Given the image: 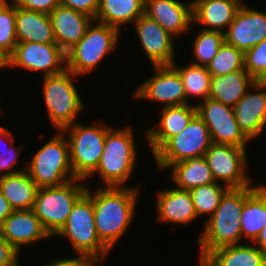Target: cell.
Masks as SVG:
<instances>
[{
	"label": "cell",
	"instance_id": "obj_46",
	"mask_svg": "<svg viewBox=\"0 0 266 266\" xmlns=\"http://www.w3.org/2000/svg\"><path fill=\"white\" fill-rule=\"evenodd\" d=\"M259 81L266 84V74Z\"/></svg>",
	"mask_w": 266,
	"mask_h": 266
},
{
	"label": "cell",
	"instance_id": "obj_4",
	"mask_svg": "<svg viewBox=\"0 0 266 266\" xmlns=\"http://www.w3.org/2000/svg\"><path fill=\"white\" fill-rule=\"evenodd\" d=\"M67 237L76 255L89 258L98 264L109 254V249L100 241L94 220L93 194L86 192L76 201L63 228L55 235Z\"/></svg>",
	"mask_w": 266,
	"mask_h": 266
},
{
	"label": "cell",
	"instance_id": "obj_14",
	"mask_svg": "<svg viewBox=\"0 0 266 266\" xmlns=\"http://www.w3.org/2000/svg\"><path fill=\"white\" fill-rule=\"evenodd\" d=\"M155 74L136 87L134 98L177 106L186 104L181 76L172 65L153 66Z\"/></svg>",
	"mask_w": 266,
	"mask_h": 266
},
{
	"label": "cell",
	"instance_id": "obj_24",
	"mask_svg": "<svg viewBox=\"0 0 266 266\" xmlns=\"http://www.w3.org/2000/svg\"><path fill=\"white\" fill-rule=\"evenodd\" d=\"M200 266H266V254L253 244L227 245L210 251Z\"/></svg>",
	"mask_w": 266,
	"mask_h": 266
},
{
	"label": "cell",
	"instance_id": "obj_6",
	"mask_svg": "<svg viewBox=\"0 0 266 266\" xmlns=\"http://www.w3.org/2000/svg\"><path fill=\"white\" fill-rule=\"evenodd\" d=\"M82 180L76 178L58 186L38 188L33 211L50 237L63 228L74 204L86 192L88 186L81 185Z\"/></svg>",
	"mask_w": 266,
	"mask_h": 266
},
{
	"label": "cell",
	"instance_id": "obj_40",
	"mask_svg": "<svg viewBox=\"0 0 266 266\" xmlns=\"http://www.w3.org/2000/svg\"><path fill=\"white\" fill-rule=\"evenodd\" d=\"M19 252L0 234V266H19Z\"/></svg>",
	"mask_w": 266,
	"mask_h": 266
},
{
	"label": "cell",
	"instance_id": "obj_15",
	"mask_svg": "<svg viewBox=\"0 0 266 266\" xmlns=\"http://www.w3.org/2000/svg\"><path fill=\"white\" fill-rule=\"evenodd\" d=\"M266 38V13L242 4L224 33L225 42L245 53Z\"/></svg>",
	"mask_w": 266,
	"mask_h": 266
},
{
	"label": "cell",
	"instance_id": "obj_10",
	"mask_svg": "<svg viewBox=\"0 0 266 266\" xmlns=\"http://www.w3.org/2000/svg\"><path fill=\"white\" fill-rule=\"evenodd\" d=\"M212 143L208 127L196 114L189 124L180 133L171 137L153 157L157 168L165 170L171 164L204 156Z\"/></svg>",
	"mask_w": 266,
	"mask_h": 266
},
{
	"label": "cell",
	"instance_id": "obj_19",
	"mask_svg": "<svg viewBox=\"0 0 266 266\" xmlns=\"http://www.w3.org/2000/svg\"><path fill=\"white\" fill-rule=\"evenodd\" d=\"M0 234L19 253L25 245L50 238L33 209L14 210L0 225Z\"/></svg>",
	"mask_w": 266,
	"mask_h": 266
},
{
	"label": "cell",
	"instance_id": "obj_3",
	"mask_svg": "<svg viewBox=\"0 0 266 266\" xmlns=\"http://www.w3.org/2000/svg\"><path fill=\"white\" fill-rule=\"evenodd\" d=\"M134 141L130 126L107 131L100 163L93 172L105 183L104 187H126L137 160Z\"/></svg>",
	"mask_w": 266,
	"mask_h": 266
},
{
	"label": "cell",
	"instance_id": "obj_36",
	"mask_svg": "<svg viewBox=\"0 0 266 266\" xmlns=\"http://www.w3.org/2000/svg\"><path fill=\"white\" fill-rule=\"evenodd\" d=\"M244 69L255 81L266 74V38L244 53Z\"/></svg>",
	"mask_w": 266,
	"mask_h": 266
},
{
	"label": "cell",
	"instance_id": "obj_41",
	"mask_svg": "<svg viewBox=\"0 0 266 266\" xmlns=\"http://www.w3.org/2000/svg\"><path fill=\"white\" fill-rule=\"evenodd\" d=\"M95 264L87 257L57 258L46 266H94Z\"/></svg>",
	"mask_w": 266,
	"mask_h": 266
},
{
	"label": "cell",
	"instance_id": "obj_20",
	"mask_svg": "<svg viewBox=\"0 0 266 266\" xmlns=\"http://www.w3.org/2000/svg\"><path fill=\"white\" fill-rule=\"evenodd\" d=\"M243 3L242 0H192L193 22L204 26L202 30L225 33Z\"/></svg>",
	"mask_w": 266,
	"mask_h": 266
},
{
	"label": "cell",
	"instance_id": "obj_2",
	"mask_svg": "<svg viewBox=\"0 0 266 266\" xmlns=\"http://www.w3.org/2000/svg\"><path fill=\"white\" fill-rule=\"evenodd\" d=\"M259 186L229 188L225 192L213 215L206 219L202 236L198 237L197 243L200 246L199 261L216 248L240 244L242 239L241 212L245 200Z\"/></svg>",
	"mask_w": 266,
	"mask_h": 266
},
{
	"label": "cell",
	"instance_id": "obj_25",
	"mask_svg": "<svg viewBox=\"0 0 266 266\" xmlns=\"http://www.w3.org/2000/svg\"><path fill=\"white\" fill-rule=\"evenodd\" d=\"M17 42L56 43L49 14L30 11L16 5Z\"/></svg>",
	"mask_w": 266,
	"mask_h": 266
},
{
	"label": "cell",
	"instance_id": "obj_5",
	"mask_svg": "<svg viewBox=\"0 0 266 266\" xmlns=\"http://www.w3.org/2000/svg\"><path fill=\"white\" fill-rule=\"evenodd\" d=\"M119 33L115 27L92 21L84 37L66 52V69L76 76L95 70L97 64L118 46Z\"/></svg>",
	"mask_w": 266,
	"mask_h": 266
},
{
	"label": "cell",
	"instance_id": "obj_27",
	"mask_svg": "<svg viewBox=\"0 0 266 266\" xmlns=\"http://www.w3.org/2000/svg\"><path fill=\"white\" fill-rule=\"evenodd\" d=\"M0 190L14 210L33 209L37 184L24 171L0 177Z\"/></svg>",
	"mask_w": 266,
	"mask_h": 266
},
{
	"label": "cell",
	"instance_id": "obj_7",
	"mask_svg": "<svg viewBox=\"0 0 266 266\" xmlns=\"http://www.w3.org/2000/svg\"><path fill=\"white\" fill-rule=\"evenodd\" d=\"M57 132L25 166L38 188L58 186L76 179L70 163L68 140L62 131Z\"/></svg>",
	"mask_w": 266,
	"mask_h": 266
},
{
	"label": "cell",
	"instance_id": "obj_37",
	"mask_svg": "<svg viewBox=\"0 0 266 266\" xmlns=\"http://www.w3.org/2000/svg\"><path fill=\"white\" fill-rule=\"evenodd\" d=\"M12 145L13 144H11L8 148L6 147L0 149V177L24 171V170L14 169V165L19 159L18 156L20 154L21 151L20 149L22 146L14 147Z\"/></svg>",
	"mask_w": 266,
	"mask_h": 266
},
{
	"label": "cell",
	"instance_id": "obj_35",
	"mask_svg": "<svg viewBox=\"0 0 266 266\" xmlns=\"http://www.w3.org/2000/svg\"><path fill=\"white\" fill-rule=\"evenodd\" d=\"M12 1V2H11ZM0 5V48L9 56L17 44L16 37V3Z\"/></svg>",
	"mask_w": 266,
	"mask_h": 266
},
{
	"label": "cell",
	"instance_id": "obj_22",
	"mask_svg": "<svg viewBox=\"0 0 266 266\" xmlns=\"http://www.w3.org/2000/svg\"><path fill=\"white\" fill-rule=\"evenodd\" d=\"M56 44L66 53L84 37L94 21L89 15L59 4L50 14Z\"/></svg>",
	"mask_w": 266,
	"mask_h": 266
},
{
	"label": "cell",
	"instance_id": "obj_33",
	"mask_svg": "<svg viewBox=\"0 0 266 266\" xmlns=\"http://www.w3.org/2000/svg\"><path fill=\"white\" fill-rule=\"evenodd\" d=\"M211 76L226 75L244 68V53L225 41L206 66Z\"/></svg>",
	"mask_w": 266,
	"mask_h": 266
},
{
	"label": "cell",
	"instance_id": "obj_38",
	"mask_svg": "<svg viewBox=\"0 0 266 266\" xmlns=\"http://www.w3.org/2000/svg\"><path fill=\"white\" fill-rule=\"evenodd\" d=\"M20 8L50 14L61 2V0H13Z\"/></svg>",
	"mask_w": 266,
	"mask_h": 266
},
{
	"label": "cell",
	"instance_id": "obj_28",
	"mask_svg": "<svg viewBox=\"0 0 266 266\" xmlns=\"http://www.w3.org/2000/svg\"><path fill=\"white\" fill-rule=\"evenodd\" d=\"M145 0H100L95 21L115 27L134 23L144 14Z\"/></svg>",
	"mask_w": 266,
	"mask_h": 266
},
{
	"label": "cell",
	"instance_id": "obj_43",
	"mask_svg": "<svg viewBox=\"0 0 266 266\" xmlns=\"http://www.w3.org/2000/svg\"><path fill=\"white\" fill-rule=\"evenodd\" d=\"M253 244L266 254V225L263 227Z\"/></svg>",
	"mask_w": 266,
	"mask_h": 266
},
{
	"label": "cell",
	"instance_id": "obj_39",
	"mask_svg": "<svg viewBox=\"0 0 266 266\" xmlns=\"http://www.w3.org/2000/svg\"><path fill=\"white\" fill-rule=\"evenodd\" d=\"M60 4L85 13L95 20L100 0H61Z\"/></svg>",
	"mask_w": 266,
	"mask_h": 266
},
{
	"label": "cell",
	"instance_id": "obj_21",
	"mask_svg": "<svg viewBox=\"0 0 266 266\" xmlns=\"http://www.w3.org/2000/svg\"><path fill=\"white\" fill-rule=\"evenodd\" d=\"M197 114L196 105L183 104L166 106L161 110V117L156 128L146 130V138L153 155L173 136L180 133Z\"/></svg>",
	"mask_w": 266,
	"mask_h": 266
},
{
	"label": "cell",
	"instance_id": "obj_9",
	"mask_svg": "<svg viewBox=\"0 0 266 266\" xmlns=\"http://www.w3.org/2000/svg\"><path fill=\"white\" fill-rule=\"evenodd\" d=\"M76 76L65 69L62 73L43 77V98L50 123L61 131L75 123L84 108L82 98L73 83Z\"/></svg>",
	"mask_w": 266,
	"mask_h": 266
},
{
	"label": "cell",
	"instance_id": "obj_16",
	"mask_svg": "<svg viewBox=\"0 0 266 266\" xmlns=\"http://www.w3.org/2000/svg\"><path fill=\"white\" fill-rule=\"evenodd\" d=\"M133 24L142 49L153 66L172 65L175 62V37L146 14Z\"/></svg>",
	"mask_w": 266,
	"mask_h": 266
},
{
	"label": "cell",
	"instance_id": "obj_44",
	"mask_svg": "<svg viewBox=\"0 0 266 266\" xmlns=\"http://www.w3.org/2000/svg\"><path fill=\"white\" fill-rule=\"evenodd\" d=\"M6 140V142H8V145H10V144H12V143H14V136H13V134H12V132H10L9 130H8V128H5V127H3V126H0V140L2 139V140H4V139ZM9 139V141H7ZM10 142V143H9ZM7 146V145H6ZM0 149H2V148H0Z\"/></svg>",
	"mask_w": 266,
	"mask_h": 266
},
{
	"label": "cell",
	"instance_id": "obj_26",
	"mask_svg": "<svg viewBox=\"0 0 266 266\" xmlns=\"http://www.w3.org/2000/svg\"><path fill=\"white\" fill-rule=\"evenodd\" d=\"M254 83L244 68L226 75L211 76L209 98L234 107Z\"/></svg>",
	"mask_w": 266,
	"mask_h": 266
},
{
	"label": "cell",
	"instance_id": "obj_34",
	"mask_svg": "<svg viewBox=\"0 0 266 266\" xmlns=\"http://www.w3.org/2000/svg\"><path fill=\"white\" fill-rule=\"evenodd\" d=\"M225 41L224 33L220 31L202 30L196 35L193 41V54L195 61L191 63L195 65L207 66V64L216 56L219 47Z\"/></svg>",
	"mask_w": 266,
	"mask_h": 266
},
{
	"label": "cell",
	"instance_id": "obj_29",
	"mask_svg": "<svg viewBox=\"0 0 266 266\" xmlns=\"http://www.w3.org/2000/svg\"><path fill=\"white\" fill-rule=\"evenodd\" d=\"M171 178L175 188L190 191L201 185L216 182L204 156L171 164Z\"/></svg>",
	"mask_w": 266,
	"mask_h": 266
},
{
	"label": "cell",
	"instance_id": "obj_47",
	"mask_svg": "<svg viewBox=\"0 0 266 266\" xmlns=\"http://www.w3.org/2000/svg\"><path fill=\"white\" fill-rule=\"evenodd\" d=\"M7 3H10V2H8V0H0V5H4V4H7Z\"/></svg>",
	"mask_w": 266,
	"mask_h": 266
},
{
	"label": "cell",
	"instance_id": "obj_18",
	"mask_svg": "<svg viewBox=\"0 0 266 266\" xmlns=\"http://www.w3.org/2000/svg\"><path fill=\"white\" fill-rule=\"evenodd\" d=\"M144 14L175 38L193 25L192 1L186 4L178 0H145Z\"/></svg>",
	"mask_w": 266,
	"mask_h": 266
},
{
	"label": "cell",
	"instance_id": "obj_23",
	"mask_svg": "<svg viewBox=\"0 0 266 266\" xmlns=\"http://www.w3.org/2000/svg\"><path fill=\"white\" fill-rule=\"evenodd\" d=\"M157 219L169 224H190L197 219V214L189 191L178 188H167L157 193Z\"/></svg>",
	"mask_w": 266,
	"mask_h": 266
},
{
	"label": "cell",
	"instance_id": "obj_8",
	"mask_svg": "<svg viewBox=\"0 0 266 266\" xmlns=\"http://www.w3.org/2000/svg\"><path fill=\"white\" fill-rule=\"evenodd\" d=\"M111 128L104 123L98 125H82L75 122L62 129L69 143L70 163L76 178L87 179L97 169L107 131Z\"/></svg>",
	"mask_w": 266,
	"mask_h": 266
},
{
	"label": "cell",
	"instance_id": "obj_13",
	"mask_svg": "<svg viewBox=\"0 0 266 266\" xmlns=\"http://www.w3.org/2000/svg\"><path fill=\"white\" fill-rule=\"evenodd\" d=\"M199 117L208 127L213 143L247 147L251 142L239 129L233 107L207 98L196 104Z\"/></svg>",
	"mask_w": 266,
	"mask_h": 266
},
{
	"label": "cell",
	"instance_id": "obj_31",
	"mask_svg": "<svg viewBox=\"0 0 266 266\" xmlns=\"http://www.w3.org/2000/svg\"><path fill=\"white\" fill-rule=\"evenodd\" d=\"M172 66L177 70L181 76L185 94L186 104H189L188 98L200 97L204 100L209 98L211 90V74L208 72L206 66L195 65L190 63L188 66H179L174 62Z\"/></svg>",
	"mask_w": 266,
	"mask_h": 266
},
{
	"label": "cell",
	"instance_id": "obj_1",
	"mask_svg": "<svg viewBox=\"0 0 266 266\" xmlns=\"http://www.w3.org/2000/svg\"><path fill=\"white\" fill-rule=\"evenodd\" d=\"M138 187H104L93 194L94 220L100 241L111 251L134 217Z\"/></svg>",
	"mask_w": 266,
	"mask_h": 266
},
{
	"label": "cell",
	"instance_id": "obj_32",
	"mask_svg": "<svg viewBox=\"0 0 266 266\" xmlns=\"http://www.w3.org/2000/svg\"><path fill=\"white\" fill-rule=\"evenodd\" d=\"M229 188L225 185H219L217 182H213L206 185H201L190 190L192 196V202L197 214H208L209 218L213 215L215 210L220 204L222 196Z\"/></svg>",
	"mask_w": 266,
	"mask_h": 266
},
{
	"label": "cell",
	"instance_id": "obj_42",
	"mask_svg": "<svg viewBox=\"0 0 266 266\" xmlns=\"http://www.w3.org/2000/svg\"><path fill=\"white\" fill-rule=\"evenodd\" d=\"M14 211L8 200L3 196L0 190V225Z\"/></svg>",
	"mask_w": 266,
	"mask_h": 266
},
{
	"label": "cell",
	"instance_id": "obj_45",
	"mask_svg": "<svg viewBox=\"0 0 266 266\" xmlns=\"http://www.w3.org/2000/svg\"><path fill=\"white\" fill-rule=\"evenodd\" d=\"M8 68V55L0 48V70Z\"/></svg>",
	"mask_w": 266,
	"mask_h": 266
},
{
	"label": "cell",
	"instance_id": "obj_12",
	"mask_svg": "<svg viewBox=\"0 0 266 266\" xmlns=\"http://www.w3.org/2000/svg\"><path fill=\"white\" fill-rule=\"evenodd\" d=\"M17 67L56 75L66 69V53L56 43L17 42L8 56V68Z\"/></svg>",
	"mask_w": 266,
	"mask_h": 266
},
{
	"label": "cell",
	"instance_id": "obj_17",
	"mask_svg": "<svg viewBox=\"0 0 266 266\" xmlns=\"http://www.w3.org/2000/svg\"><path fill=\"white\" fill-rule=\"evenodd\" d=\"M249 91L233 107L239 129L251 141L266 126V84L255 81ZM255 91V92H253Z\"/></svg>",
	"mask_w": 266,
	"mask_h": 266
},
{
	"label": "cell",
	"instance_id": "obj_30",
	"mask_svg": "<svg viewBox=\"0 0 266 266\" xmlns=\"http://www.w3.org/2000/svg\"><path fill=\"white\" fill-rule=\"evenodd\" d=\"M242 238L253 243L266 225V185H260L246 200L240 217Z\"/></svg>",
	"mask_w": 266,
	"mask_h": 266
},
{
	"label": "cell",
	"instance_id": "obj_11",
	"mask_svg": "<svg viewBox=\"0 0 266 266\" xmlns=\"http://www.w3.org/2000/svg\"><path fill=\"white\" fill-rule=\"evenodd\" d=\"M246 154V147L212 143L204 157L217 183L219 180L228 188H243L252 185L250 176L246 175Z\"/></svg>",
	"mask_w": 266,
	"mask_h": 266
}]
</instances>
